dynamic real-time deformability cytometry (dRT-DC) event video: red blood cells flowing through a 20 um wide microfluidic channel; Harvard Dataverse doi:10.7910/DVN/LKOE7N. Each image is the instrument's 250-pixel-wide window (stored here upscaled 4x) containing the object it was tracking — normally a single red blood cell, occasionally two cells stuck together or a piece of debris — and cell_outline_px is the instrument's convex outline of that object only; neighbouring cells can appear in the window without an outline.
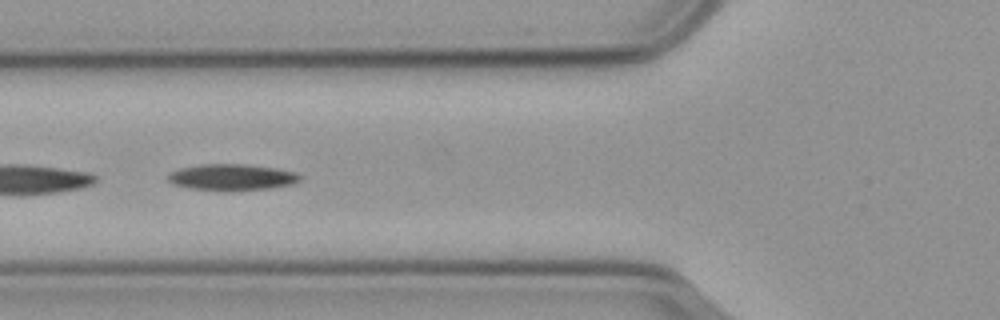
{"species": "common noctule bat (a hibernating species)", "species_latin": "Nyctalus noctula", "temperature_condition": "cold", "stored_images_in_passage": 25, "camera_frame_rate_fps": 3000, "um_per_image_px": 0.085, "animal": {"sex": "male", "body_mass_g": 23.1, "forearm_length_mm": 52.7}, "frame": {"image": 1, "passage_image": 21, "time_ms": 6.667, "image_size_px": [1000, 320], "cell_outline_px": [[304, 176], [296, 184], [272, 188], [220, 192], [188, 188], [172, 184], [168, 180], [168, 176], [172, 172], [180, 168], [200, 164], [244, 164], [276, 168], [296, 172]], "centroid_in_image_um": [19.75, 15.08], "position_along_channel_um": 106.0, "area_um2": 20.75}}